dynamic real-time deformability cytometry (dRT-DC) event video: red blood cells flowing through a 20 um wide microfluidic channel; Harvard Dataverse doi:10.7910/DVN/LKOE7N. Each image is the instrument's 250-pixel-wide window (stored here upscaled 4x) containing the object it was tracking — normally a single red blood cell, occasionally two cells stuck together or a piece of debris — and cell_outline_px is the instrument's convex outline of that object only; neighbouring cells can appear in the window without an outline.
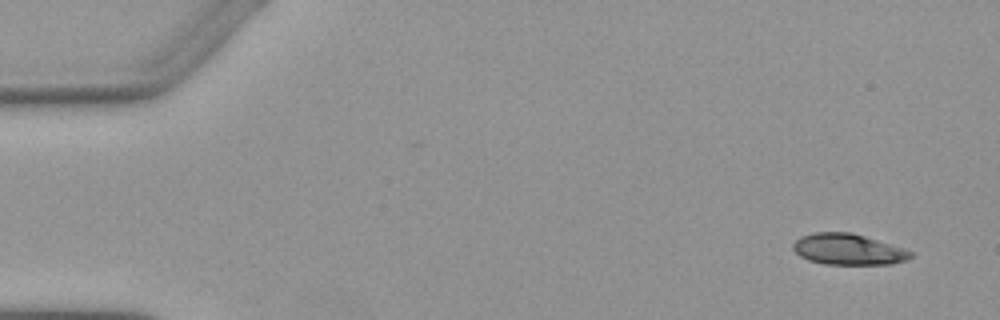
{"species": "Egyptian fruit bat (a non-hibernating species)", "species_latin": "Rousettus aegyptiacus", "temperature_condition": "warm", "stored_images_in_passage": 6, "camera_frame_rate_fps": 3000, "um_per_image_px": 0.085, "animal": {"sex": "female"}, "frame": {"image": 1, "passage_image": 1, "time_ms": 0.0, "image_size_px": [1000, 320], "cell_outline_px": [[912, 256], [904, 260], [892, 264], [824, 264], [808, 260], [800, 256], [792, 248], [792, 244], [800, 236], [816, 232], [852, 232], [904, 248], [912, 252]], "centroid_in_image_um": [72.06, 21.19], "position_along_channel_um": 12.9, "area_um2": 21.21}}
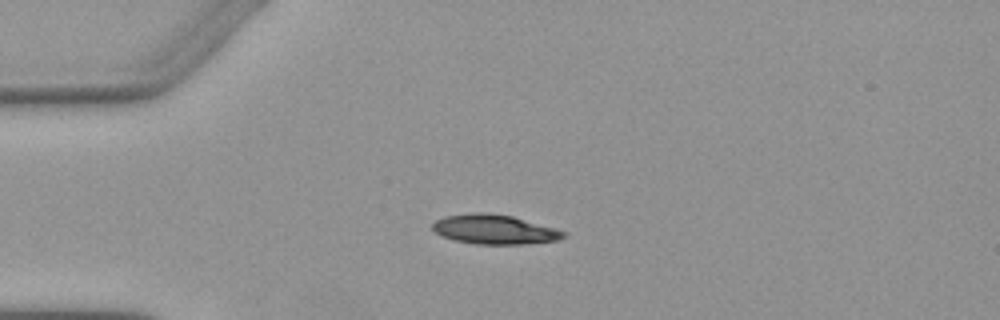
{"frame": {"image": 2, "passage_image": 4, "time_ms": 3.333, "image_size_px": [1000, 320], "cell_outline_px": [[568, 236], [556, 240], [524, 244], [476, 244], [456, 240], [444, 236], [436, 232], [432, 228], [432, 224], [436, 220], [444, 216], [472, 212], [488, 212], [512, 216], [556, 228], [568, 232]], "centroid_in_image_um": [42.06, 19.49], "position_along_channel_um": 42.9, "area_um2": 22.54}}